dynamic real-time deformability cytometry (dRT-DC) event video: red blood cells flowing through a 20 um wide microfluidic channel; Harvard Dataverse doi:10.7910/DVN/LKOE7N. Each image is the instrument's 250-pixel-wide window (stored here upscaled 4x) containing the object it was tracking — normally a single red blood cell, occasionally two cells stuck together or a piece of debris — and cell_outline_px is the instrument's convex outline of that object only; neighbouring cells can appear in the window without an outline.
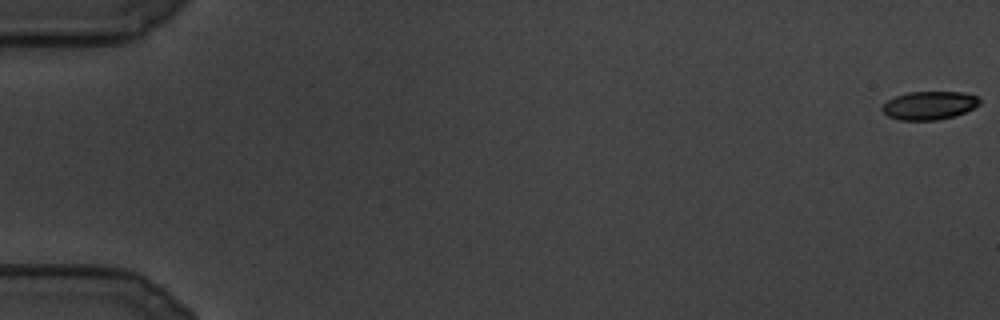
{"species": "common noctule bat (a hibernating species)", "species_latin": "Nyctalus noctula", "temperature_condition": "cold", "stored_images_in_passage": 109, "camera_frame_rate_fps": 3000, "um_per_image_px": 0.085, "animal": {"sex": "male", "body_mass_g": 19.5, "forearm_length_mm": 54.6}, "frame": {"image": 1, "passage_image": 1, "time_ms": 0.0, "image_size_px": [1000, 320], "cell_outline_px": [[980, 104], [956, 116], [936, 120], [900, 120], [888, 116], [880, 108], [888, 100], [896, 96], [908, 92], [964, 92], [976, 96], [980, 100]], "centroid_in_image_um": [78.98, 8.96], "position_along_channel_um": 6.0, "area_um2": 16.01}}
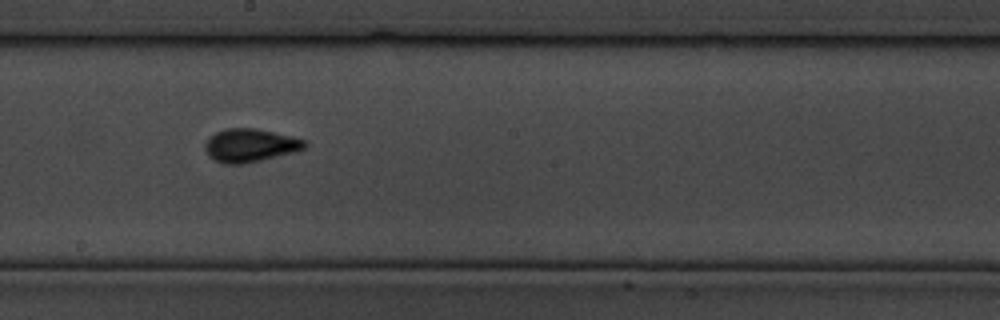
{"frame": {"image": 2, "passage_image": 62, "time_ms": 20.333, "image_size_px": [1000, 320], "cell_outline_px": [[308, 144], [304, 148], [296, 152], [244, 164], [224, 164], [208, 156], [204, 148], [204, 144], [216, 132], [228, 128], [256, 128], [304, 140]], "centroid_in_image_um": [21.25, 12.37], "position_along_channel_um": 227.0, "area_um2": 19.13}}
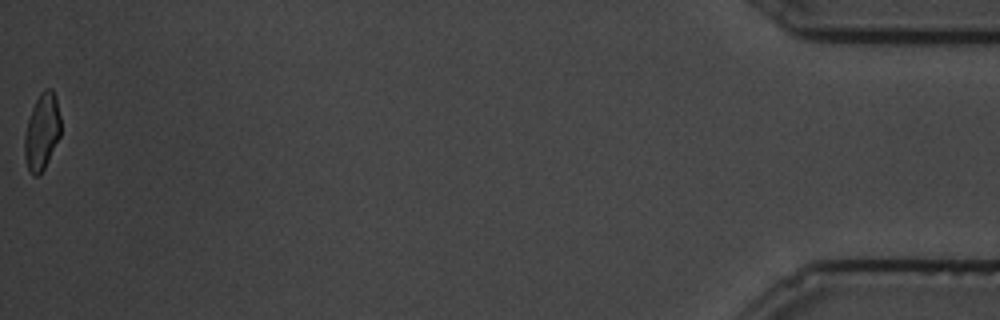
{"frame": {"image": 3, "passage_image": 109, "time_ms": 36.0, "image_size_px": [1000, 320], "cell_outline_px": [[60, 136], [44, 168], [36, 176], [32, 176], [28, 168], [24, 156], [24, 136], [28, 120], [32, 108], [40, 92], [44, 88], [52, 88], [56, 96], [60, 116]], "centroid_in_image_um": [3.56, 11.16], "position_along_channel_um": 431.6, "area_um2": 16.07}}